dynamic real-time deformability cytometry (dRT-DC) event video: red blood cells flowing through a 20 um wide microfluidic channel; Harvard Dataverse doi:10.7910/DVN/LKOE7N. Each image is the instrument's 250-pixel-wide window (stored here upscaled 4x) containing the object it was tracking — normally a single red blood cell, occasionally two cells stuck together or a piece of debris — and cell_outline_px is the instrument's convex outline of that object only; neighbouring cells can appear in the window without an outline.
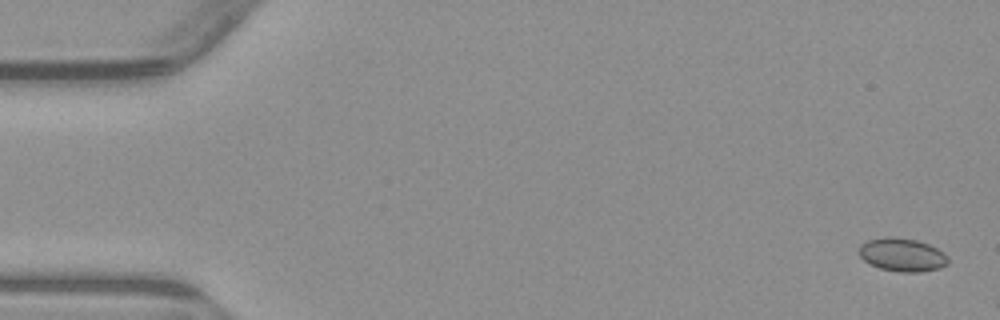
{"species": "common noctule bat (a hibernating species)", "species_latin": "Nyctalus noctula", "temperature_condition": "warm", "stored_images_in_passage": 3, "camera_frame_rate_fps": 3000, "um_per_image_px": 0.085, "animal": {"sex": "male", "body_mass_g": 23.1, "forearm_length_mm": 52.7}, "frame": {"image": 1, "passage_image": 1, "time_ms": 0.0, "image_size_px": [1000, 320], "cell_outline_px": [[948, 264], [940, 268], [920, 272], [900, 272], [880, 268], [864, 260], [860, 256], [860, 244], [868, 240], [892, 236], [916, 240], [928, 244], [944, 252], [948, 256]], "centroid_in_image_um": [76.72, 21.66], "position_along_channel_um": 8.3, "area_um2": 17.17}}